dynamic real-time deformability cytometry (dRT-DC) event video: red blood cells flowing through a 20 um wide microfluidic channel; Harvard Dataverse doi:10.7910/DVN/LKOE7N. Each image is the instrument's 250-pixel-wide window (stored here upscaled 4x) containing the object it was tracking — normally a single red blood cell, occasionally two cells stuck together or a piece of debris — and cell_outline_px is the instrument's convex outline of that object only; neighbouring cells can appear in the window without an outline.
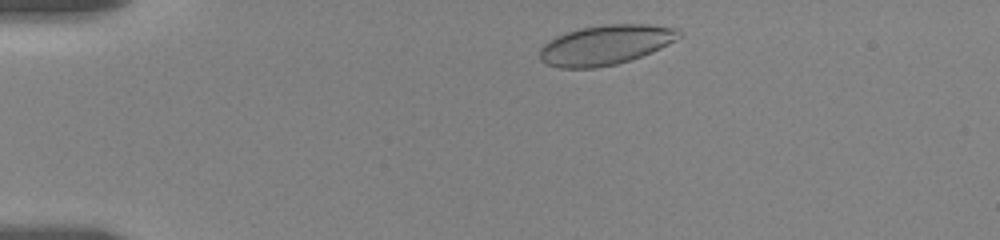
{"species": "human", "species_latin": "Homo sapiens", "temperature_condition": "room temperature", "stored_images_in_passage": 17, "camera_frame_rate_fps": 3000, "um_per_image_px": 0.085, "donor": {"sex": "female"}, "frame": {"image": 1, "passage_image": 6, "time_ms": 1.0, "image_size_px": [1000, 240], "cell_outline_px": [[680, 36], [676, 40], [652, 52], [616, 64], [596, 68], [560, 68], [548, 64], [540, 60], [540, 48], [548, 40], [556, 36], [580, 28], [604, 24], [648, 24], [676, 28], [680, 32]], "centroid_in_image_um": [51.45, 3.81], "position_along_channel_um": 33.5, "area_um2": 32.14}}